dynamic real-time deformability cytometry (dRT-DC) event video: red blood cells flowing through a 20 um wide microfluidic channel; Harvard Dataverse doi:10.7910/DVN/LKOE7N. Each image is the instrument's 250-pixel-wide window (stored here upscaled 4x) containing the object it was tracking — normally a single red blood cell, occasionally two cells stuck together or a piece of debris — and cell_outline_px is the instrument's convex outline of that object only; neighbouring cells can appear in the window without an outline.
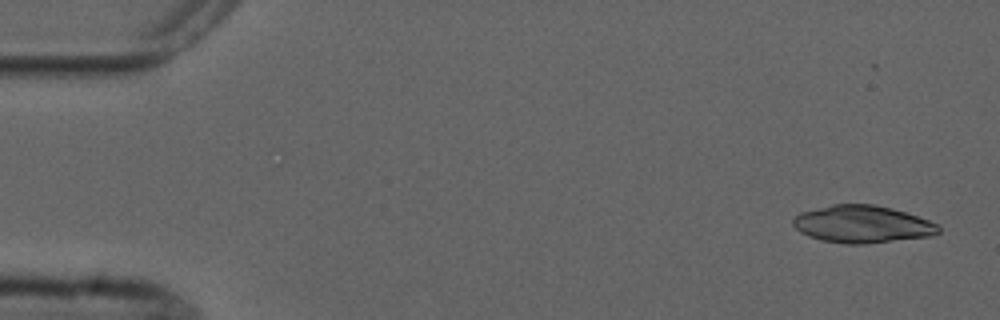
{"species": "common noctule bat (a hibernating species)", "species_latin": "Nyctalus noctula", "temperature_condition": "cold", "stored_images_in_passage": 4, "camera_frame_rate_fps": 3000, "um_per_image_px": 0.085, "animal": {"sex": "male", "forearm_length_mm": 52.5}, "frame": {"image": 1, "passage_image": 1, "time_ms": 0.0, "image_size_px": [1000, 320], "cell_outline_px": [[940, 232], [932, 236], [864, 244], [844, 244], [820, 240], [808, 236], [800, 232], [792, 224], [792, 220], [800, 212], [832, 204], [872, 204], [892, 208], [928, 220], [936, 224], [940, 228]], "centroid_in_image_um": [73.27, 19.06], "position_along_channel_um": 11.7, "area_um2": 31.67}}